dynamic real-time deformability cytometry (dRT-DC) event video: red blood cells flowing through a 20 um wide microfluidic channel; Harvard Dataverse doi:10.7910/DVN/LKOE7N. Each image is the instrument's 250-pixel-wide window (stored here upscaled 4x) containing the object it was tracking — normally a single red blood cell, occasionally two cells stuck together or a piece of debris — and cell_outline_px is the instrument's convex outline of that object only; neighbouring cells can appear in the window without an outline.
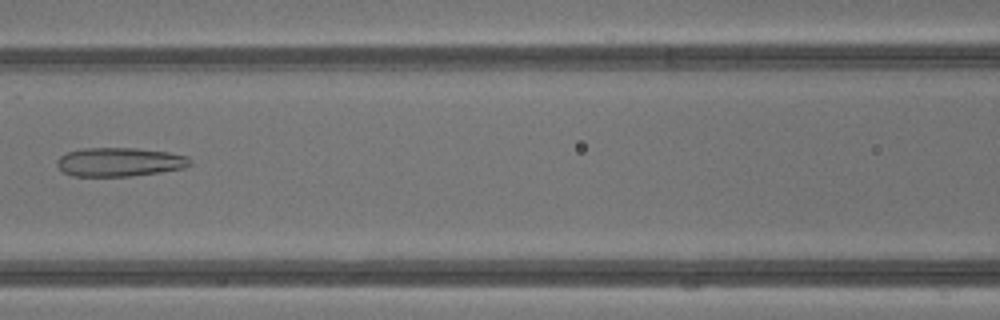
{"species": "common noctule bat (a hibernating species)", "species_latin": "Nyctalus noctula", "temperature_condition": "warm", "stored_images_in_passage": 33, "camera_frame_rate_fps": 3000, "um_per_image_px": 0.085, "animal": {"sex": "male", "body_mass_g": 13.3}, "frame": {"image": 1, "passage_image": 10, "time_ms": 3.0, "image_size_px": [1000, 320], "cell_outline_px": [[192, 164], [184, 168], [160, 172], [128, 176], [72, 176], [64, 172], [56, 164], [56, 160], [60, 156], [68, 152], [84, 148], [136, 148], [168, 152], [188, 156], [192, 160]], "centroid_in_image_um": [10.18, 13.77], "position_along_channel_um": 156.4, "area_um2": 22.37}}
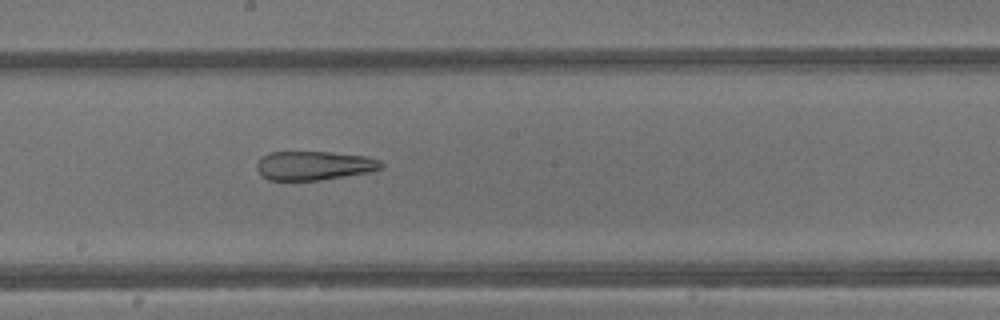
{"frame": {"image": 2, "passage_image": 14, "time_ms": 4.333, "image_size_px": [1000, 320], "cell_outline_px": [[384, 168], [372, 172], [320, 180], [268, 180], [256, 168], [256, 164], [268, 152], [332, 152], [368, 156], [380, 160], [384, 164]], "centroid_in_image_um": [26.78, 14.07], "position_along_channel_um": 221.4, "area_um2": 21.15}}
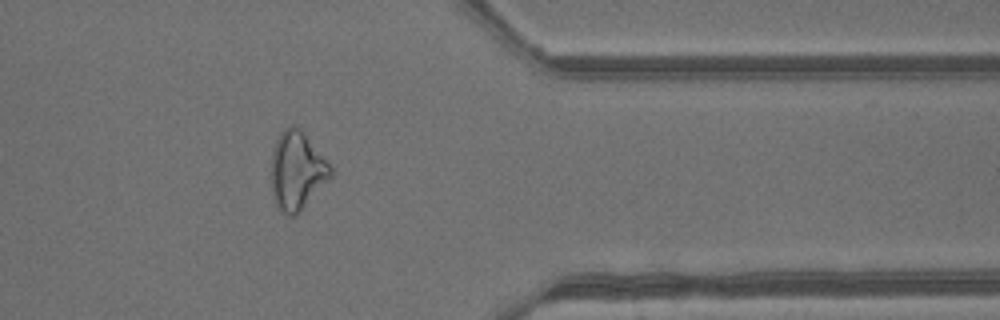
{"frame": {"image": 3, "passage_image": 25, "time_ms": 8.0, "image_size_px": [1000, 320], "cell_outline_px": [[332, 176], [296, 216], [288, 216], [276, 204], [272, 192], [272, 152], [276, 140], [280, 132], [284, 128], [292, 124], [300, 128], [304, 132], [332, 168]], "centroid_in_image_um": [25.24, 14.49], "position_along_channel_um": 386.2, "area_um2": 26.82}, "authors_computed_cell_mechanics": {"area_um2": 24.5072, "velocity_mm_per_s": 4.8973, "shape_relaxation_time_tau1_ms": null, "shape_relaxation_time_tau2_ms": 3.4351, "deformation_change_tau1": null, "deformation_change_tau2": 0.1753}}